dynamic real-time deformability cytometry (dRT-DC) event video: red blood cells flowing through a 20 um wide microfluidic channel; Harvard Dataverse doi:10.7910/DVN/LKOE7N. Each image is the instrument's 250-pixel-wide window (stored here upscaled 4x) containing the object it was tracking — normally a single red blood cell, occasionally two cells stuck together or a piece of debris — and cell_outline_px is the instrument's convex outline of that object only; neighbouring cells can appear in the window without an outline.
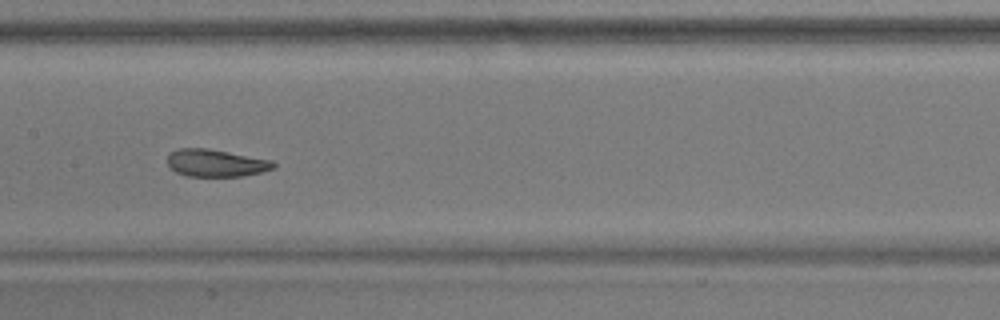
{"species": "common noctule bat (a hibernating species)", "species_latin": "Nyctalus noctula", "temperature_condition": "warm", "stored_images_in_passage": 42, "camera_frame_rate_fps": 3000, "um_per_image_px": 0.085, "animal": {"sex": "male", "body_mass_g": 17.9}, "frame": {"image": 1, "passage_image": 13, "time_ms": 4.0, "image_size_px": [1000, 320], "cell_outline_px": [[276, 168], [260, 172], [240, 176], [188, 176], [176, 172], [168, 164], [168, 156], [172, 152], [180, 148], [204, 148], [272, 160], [276, 164]], "centroid_in_image_um": [18.37, 13.86], "position_along_channel_um": 189.0, "area_um2": 16.59}}
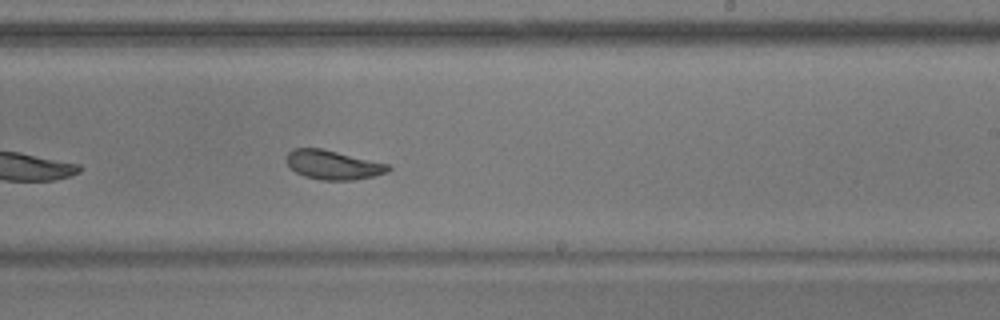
{"frame": {"image": 2, "passage_image": 19, "time_ms": 6.0, "image_size_px": [1000, 320], "cell_outline_px": [[392, 168], [388, 172], [356, 180], [320, 180], [304, 176], [296, 172], [288, 164], [284, 156], [292, 148], [320, 148], [388, 164]], "centroid_in_image_um": [28.28, 14.01], "position_along_channel_um": 260.7, "area_um2": 17.22}}
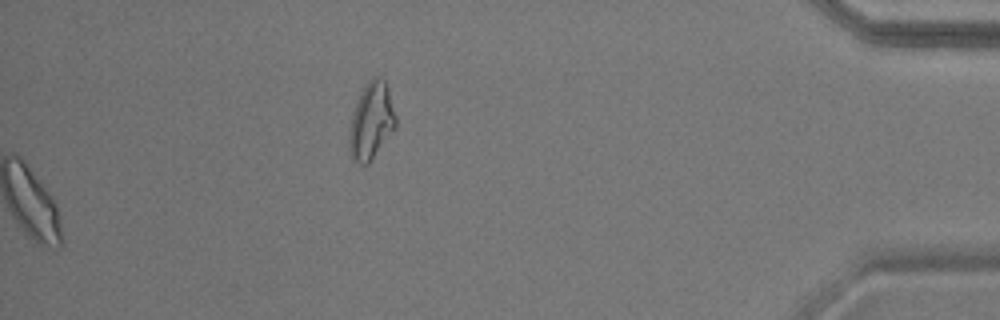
{"frame": {"image": 3, "passage_image": 42, "time_ms": 13.667, "image_size_px": [1000, 320], "cell_outline_px": [[396, 128], [368, 164], [360, 164], [352, 160], [348, 152], [348, 132], [356, 100], [364, 84], [372, 76], [376, 76], [384, 80], [388, 88], [396, 116]], "centroid_in_image_um": [31.53, 10.29], "position_along_channel_um": 403.7, "area_um2": 21.21}, "authors_computed_cell_mechanics": {"area_um2": 18.5538, "velocity_mm_per_s": 3.5914, "shape_relaxation_time_tau1_ms": 2.2006, "shape_relaxation_time_tau2_ms": 0.9309, "deformation_change_tau1": 0.1075, "deformation_change_tau2": 0.0444}}